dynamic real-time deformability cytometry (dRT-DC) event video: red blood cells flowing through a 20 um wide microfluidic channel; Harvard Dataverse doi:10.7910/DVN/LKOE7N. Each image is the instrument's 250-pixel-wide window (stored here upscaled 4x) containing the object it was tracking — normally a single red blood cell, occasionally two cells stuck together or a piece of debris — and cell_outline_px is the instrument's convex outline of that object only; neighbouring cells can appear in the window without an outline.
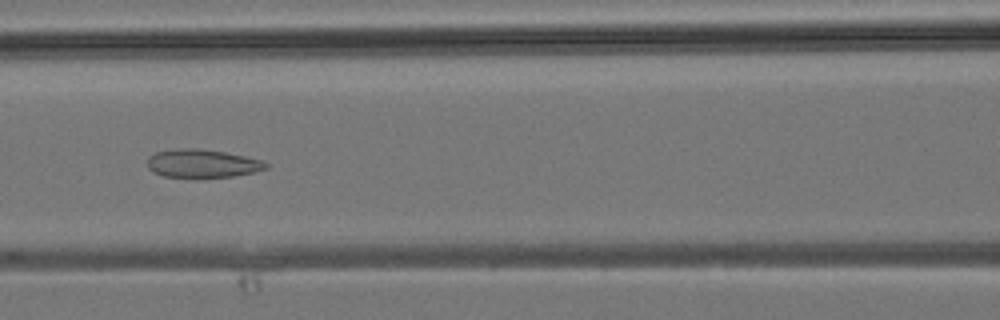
{"species": "common noctule bat (a hibernating species)", "species_latin": "Nyctalus noctula", "temperature_condition": "room temperature", "stored_images_in_passage": 38, "segment_of_instrument_passage": [1, 2], "camera_frame_rate_fps": 3000, "um_per_image_px": 0.085, "animal": {"sex": "male", "body_mass_g": 19.2, "forearm_length_mm": 51.8}, "frame": {"image": 1, "passage_image": 16, "time_ms": 5.0, "image_size_px": [1000, 320], "cell_outline_px": [[268, 168], [252, 172], [232, 176], [196, 180], [164, 176], [152, 172], [148, 168], [148, 156], [156, 152], [180, 148], [200, 148], [224, 152], [244, 156], [260, 160], [268, 164]], "centroid_in_image_um": [17.14, 13.93], "position_along_channel_um": 149.5, "area_um2": 20.06}}
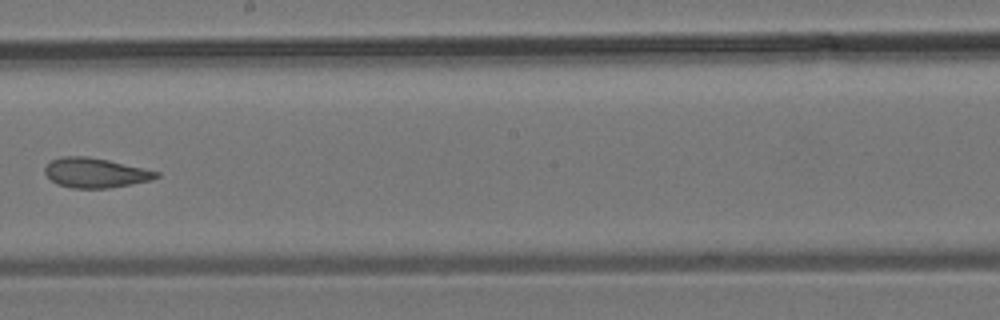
{"frame": {"image": 2, "passage_image": 21, "time_ms": 6.667, "image_size_px": [1000, 320], "cell_outline_px": [[160, 176], [152, 180], [132, 184], [108, 188], [72, 188], [60, 184], [52, 180], [44, 172], [44, 168], [52, 160], [60, 156], [88, 156], [108, 160], [160, 172]], "centroid_in_image_um": [8.13, 14.68], "position_along_channel_um": 240.1, "area_um2": 19.19}}
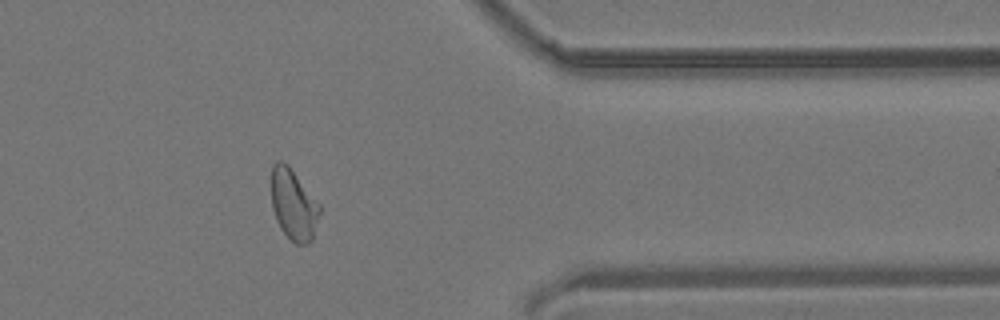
{"frame": {"image": 3, "passage_image": 30, "time_ms": 9.667, "image_size_px": [1000, 320], "cell_outline_px": [[320, 212], [312, 240], [308, 244], [296, 244], [280, 228], [276, 220], [272, 208], [272, 164], [276, 160], [280, 160], [288, 164], [320, 204]], "centroid_in_image_um": [24.95, 17.37], "position_along_channel_um": 386.5, "area_um2": 19.94}}